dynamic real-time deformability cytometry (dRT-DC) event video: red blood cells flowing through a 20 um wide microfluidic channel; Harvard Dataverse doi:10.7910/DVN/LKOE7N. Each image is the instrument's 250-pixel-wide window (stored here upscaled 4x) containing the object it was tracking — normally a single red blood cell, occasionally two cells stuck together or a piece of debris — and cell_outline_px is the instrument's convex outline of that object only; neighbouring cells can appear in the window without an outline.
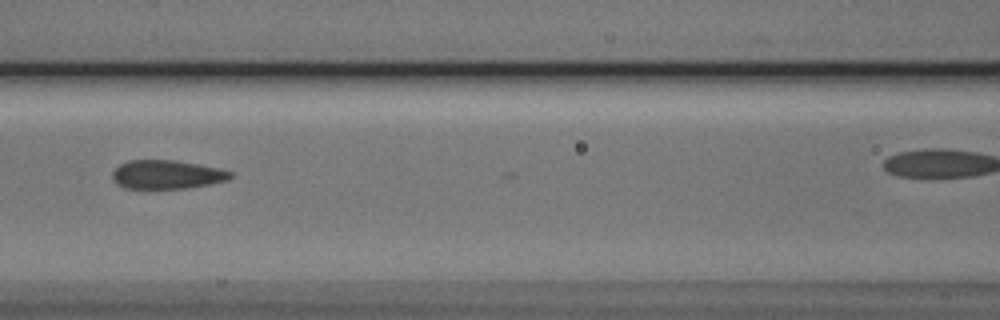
{"species": "Egyptian fruit bat (a non-hibernating species)", "species_latin": "Rousettus aegyptiacus", "temperature_condition": "cold", "stored_images_in_passage": 4, "camera_frame_rate_fps": 3000, "um_per_image_px": 0.085, "animal": {"sex": "male"}, "frame": {"image": 1, "passage_image": 3, "time_ms": 2.333, "image_size_px": [1000, 320], "cell_outline_px": [[232, 176], [228, 180], [208, 184], [184, 188], [124, 188], [116, 184], [112, 180], [112, 172], [120, 164], [128, 160], [176, 160], [216, 168], [232, 172]], "centroid_in_image_um": [14.12, 14.83], "position_along_channel_um": 152.5, "area_um2": 19.59}}